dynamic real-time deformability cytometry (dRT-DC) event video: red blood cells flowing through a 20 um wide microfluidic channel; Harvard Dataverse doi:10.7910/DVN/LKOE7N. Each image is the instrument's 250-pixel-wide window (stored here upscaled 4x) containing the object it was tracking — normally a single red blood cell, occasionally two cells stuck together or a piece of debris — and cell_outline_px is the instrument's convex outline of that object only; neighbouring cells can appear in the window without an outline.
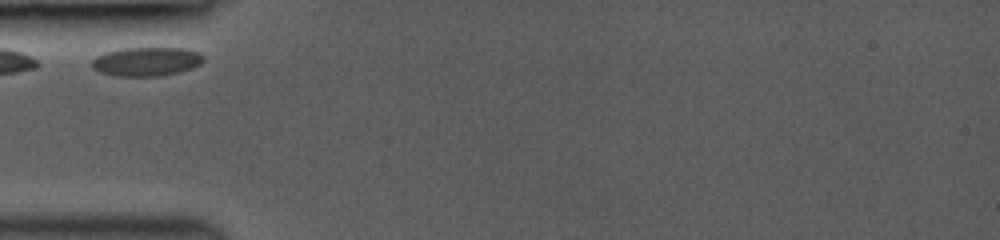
{"species": "common noctule bat (a hibernating species)", "species_latin": "Nyctalus noctula", "temperature_condition": "room temperature", "stored_images_in_passage": 7, "camera_frame_rate_fps": 3000, "um_per_image_px": 0.085, "animal": {"sex": "female", "body_mass_g": 19.0, "forearm_length_mm": 53.3}, "frame": {"image": 1, "passage_image": 1, "time_ms": 0.0, "image_size_px": [1000, 240], "cell_outline_px": [[204, 60], [200, 64], [192, 68], [180, 72], [160, 76], [116, 76], [100, 72], [92, 68], [92, 60], [96, 56], [120, 48], [184, 48], [200, 52], [204, 56]], "centroid_in_image_um": [12.48, 5.23], "position_along_channel_um": 72.5, "area_um2": 18.9}}
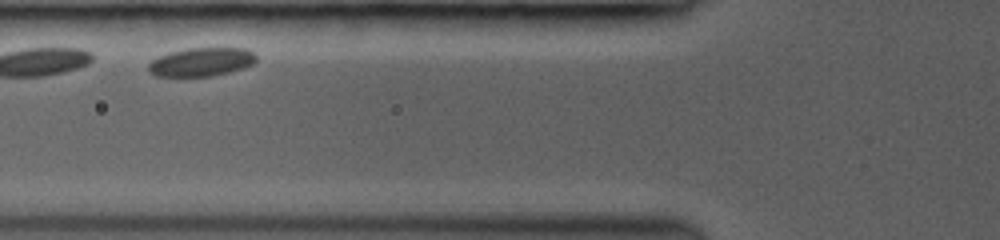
{"frame": {"image": 2, "passage_image": 3, "time_ms": 1.0, "image_size_px": [1000, 240], "cell_outline_px": [[256, 60], [252, 64], [244, 68], [212, 76], [156, 76], [148, 72], [148, 64], [152, 60], [160, 56], [172, 52], [188, 48], [244, 48], [252, 52], [256, 56]], "centroid_in_image_um": [17.11, 5.27], "position_along_channel_um": 108.7, "area_um2": 17.8}}
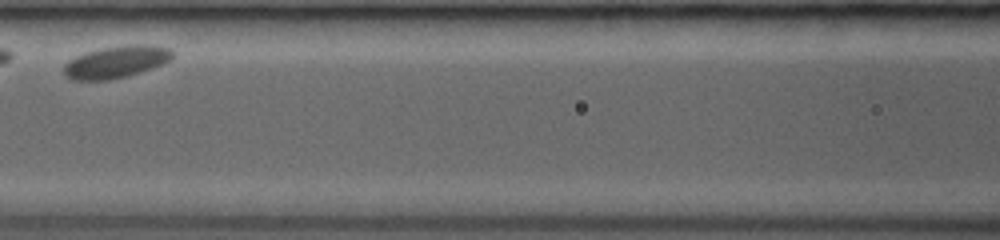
{"frame": {"image": 3, "passage_image": 6, "time_ms": 2.333, "image_size_px": [1000, 240], "cell_outline_px": [[176, 52], [168, 60], [160, 64], [140, 72], [128, 76], [108, 80], [72, 80], [64, 72], [64, 64], [68, 60], [76, 56], [100, 48], [124, 44], [152, 44], [172, 48]], "centroid_in_image_um": [9.9, 5.24], "position_along_channel_um": 156.7, "area_um2": 20.4}}